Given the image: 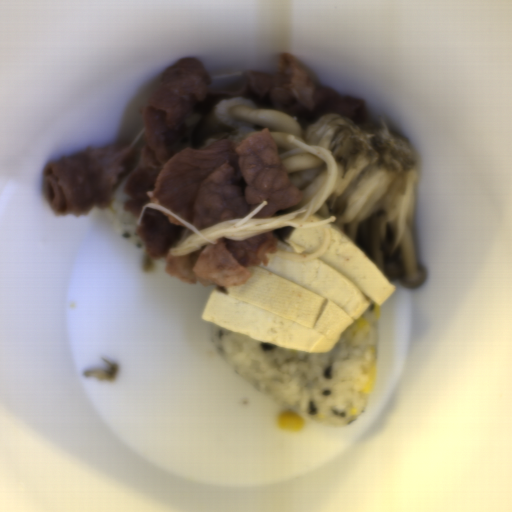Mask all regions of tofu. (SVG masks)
<instances>
[{
    "mask_svg": "<svg viewBox=\"0 0 512 512\" xmlns=\"http://www.w3.org/2000/svg\"><path fill=\"white\" fill-rule=\"evenodd\" d=\"M327 218H329V217L315 211L314 213H312L311 215L308 216L307 220H308V222H318L319 223Z\"/></svg>",
    "mask_w": 512,
    "mask_h": 512,
    "instance_id": "obj_3",
    "label": "tofu"
},
{
    "mask_svg": "<svg viewBox=\"0 0 512 512\" xmlns=\"http://www.w3.org/2000/svg\"><path fill=\"white\" fill-rule=\"evenodd\" d=\"M277 238L276 252L287 251L298 256H307L317 252L325 243L327 233L323 228L284 227L272 229Z\"/></svg>",
    "mask_w": 512,
    "mask_h": 512,
    "instance_id": "obj_2",
    "label": "tofu"
},
{
    "mask_svg": "<svg viewBox=\"0 0 512 512\" xmlns=\"http://www.w3.org/2000/svg\"><path fill=\"white\" fill-rule=\"evenodd\" d=\"M328 226L324 254L307 263L272 256L266 266L253 265L242 285L210 293L201 320L298 352L334 348L370 303L382 304L397 287L342 229Z\"/></svg>",
    "mask_w": 512,
    "mask_h": 512,
    "instance_id": "obj_1",
    "label": "tofu"
}]
</instances>
